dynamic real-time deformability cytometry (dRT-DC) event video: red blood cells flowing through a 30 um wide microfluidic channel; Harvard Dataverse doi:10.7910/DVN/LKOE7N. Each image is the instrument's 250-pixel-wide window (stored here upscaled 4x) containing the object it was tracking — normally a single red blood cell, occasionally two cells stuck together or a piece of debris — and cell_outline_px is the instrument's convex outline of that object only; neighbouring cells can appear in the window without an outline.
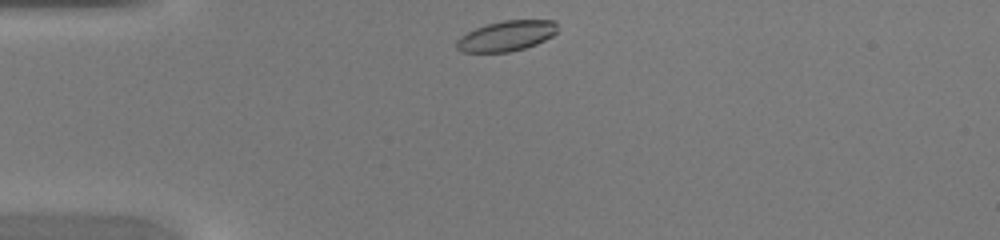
{"species": "common noctule bat (a hibernating species)", "species_latin": "Nyctalus noctula", "temperature_condition": "warm", "stored_images_in_passage": 35, "camera_frame_rate_fps": 3000, "um_per_image_px": 0.085, "animal": {"sex": "female", "body_mass_g": 20.0, "forearm_length_mm": 54.0}, "frame": {"image": 1, "passage_image": 1, "time_ms": 0.0, "image_size_px": [1000, 240], "cell_outline_px": [[556, 32], [552, 36], [536, 44], [524, 48], [508, 52], [460, 52], [456, 48], [456, 40], [460, 36], [476, 28], [488, 24], [504, 20], [556, 20]], "centroid_in_image_um": [43.02, 3.06], "position_along_channel_um": 42.0, "area_um2": 17.74}}
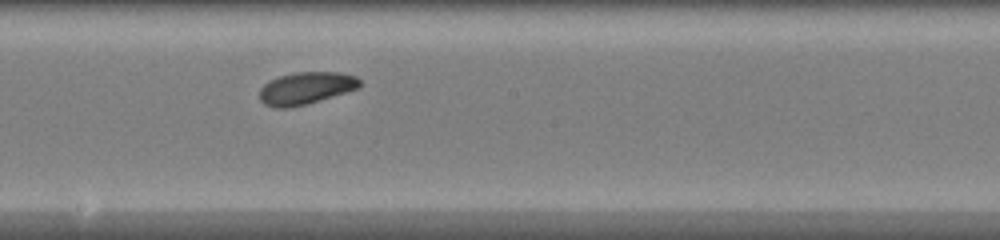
{"frame": {"image": 2, "passage_image": 15, "time_ms": 4.667, "image_size_px": [1000, 240], "cell_outline_px": [[360, 88], [308, 104], [288, 108], [276, 108], [264, 104], [260, 100], [260, 88], [264, 84], [280, 76], [296, 72], [336, 72], [356, 76], [360, 80]], "centroid_in_image_um": [26.01, 7.51], "position_along_channel_um": 222.2, "area_um2": 18.84}}
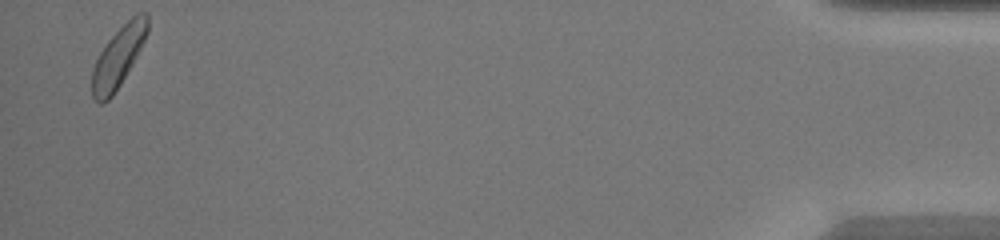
{"frame": {"image": 3, "passage_image": 34, "time_ms": 11.0, "image_size_px": [1000, 240], "cell_outline_px": [[148, 32], [132, 64], [120, 84], [112, 96], [104, 104], [100, 104], [92, 96], [92, 68], [100, 52], [108, 40], [136, 12], [148, 12]], "centroid_in_image_um": [10.05, 4.84], "position_along_channel_um": 425.1, "area_um2": 19.31}}